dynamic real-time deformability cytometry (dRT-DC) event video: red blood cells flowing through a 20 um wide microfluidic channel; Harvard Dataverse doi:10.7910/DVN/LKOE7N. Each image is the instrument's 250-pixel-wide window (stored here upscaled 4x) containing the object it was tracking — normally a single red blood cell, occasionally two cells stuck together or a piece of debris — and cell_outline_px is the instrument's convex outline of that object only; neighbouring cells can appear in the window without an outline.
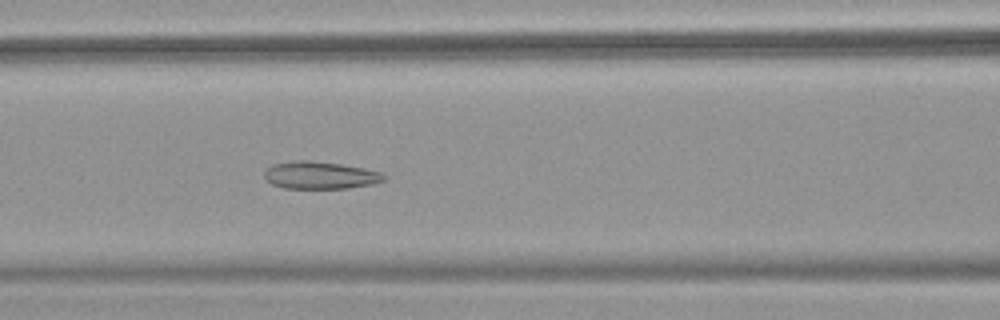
{"species": "common noctule bat (a hibernating species)", "species_latin": "Nyctalus noctula", "temperature_condition": "warm", "stored_images_in_passage": 52, "camera_frame_rate_fps": 3000, "um_per_image_px": 0.085, "animal": {"sex": "female", "body_mass_g": 18.4}, "frame": {"image": 1, "passage_image": 23, "time_ms": 7.333, "image_size_px": [1000, 320], "cell_outline_px": [[384, 180], [372, 184], [348, 188], [284, 188], [272, 184], [264, 176], [264, 172], [272, 164], [292, 160], [308, 160], [340, 164], [364, 168], [380, 172], [384, 176]], "centroid_in_image_um": [27.18, 14.89], "position_along_channel_um": 139.4, "area_um2": 18.96}}
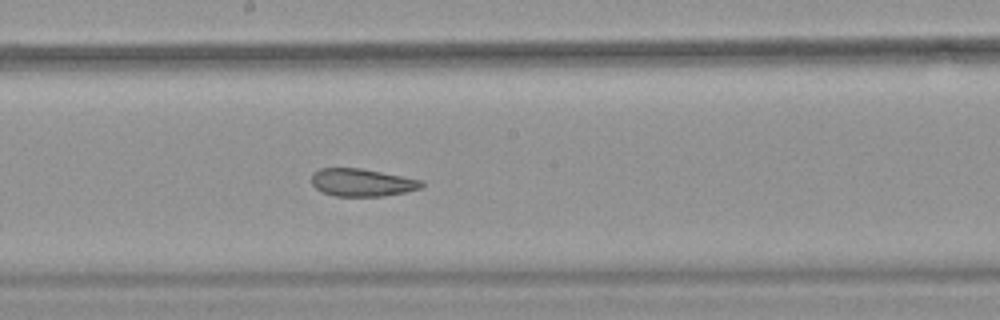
{"frame": {"image": 2, "passage_image": 29, "time_ms": 9.333, "image_size_px": [1000, 320], "cell_outline_px": [[424, 184], [420, 188], [404, 192], [384, 196], [332, 196], [316, 188], [312, 184], [312, 172], [320, 168], [360, 168], [424, 180]], "centroid_in_image_um": [30.76, 15.51], "position_along_channel_um": 217.4, "area_um2": 17.74}}
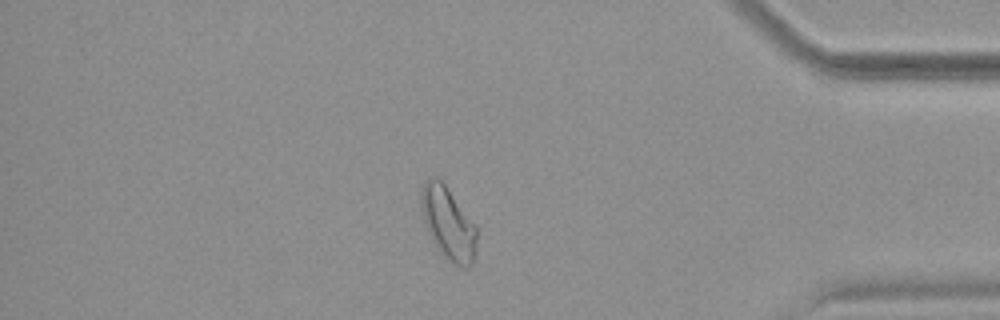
{"frame": {"image": 3, "passage_image": 45, "time_ms": 14.667, "image_size_px": [1000, 320], "cell_outline_px": [[476, 252], [472, 264], [468, 268], [464, 268], [456, 264], [432, 240], [424, 224], [420, 200], [420, 192], [424, 180], [432, 176], [436, 176], [444, 184], [476, 228]], "centroid_in_image_um": [38.06, 18.93], "position_along_channel_um": 397.1, "area_um2": 22.72}, "authors_computed_cell_mechanics": {"area_um2": 22.2241, "velocity_mm_per_s": 3.92, "shape_relaxation_time_tau1_ms": null, "shape_relaxation_time_tau2_ms": 2.0961, "deformation_change_tau1": null, "deformation_change_tau2": 0.0842}}